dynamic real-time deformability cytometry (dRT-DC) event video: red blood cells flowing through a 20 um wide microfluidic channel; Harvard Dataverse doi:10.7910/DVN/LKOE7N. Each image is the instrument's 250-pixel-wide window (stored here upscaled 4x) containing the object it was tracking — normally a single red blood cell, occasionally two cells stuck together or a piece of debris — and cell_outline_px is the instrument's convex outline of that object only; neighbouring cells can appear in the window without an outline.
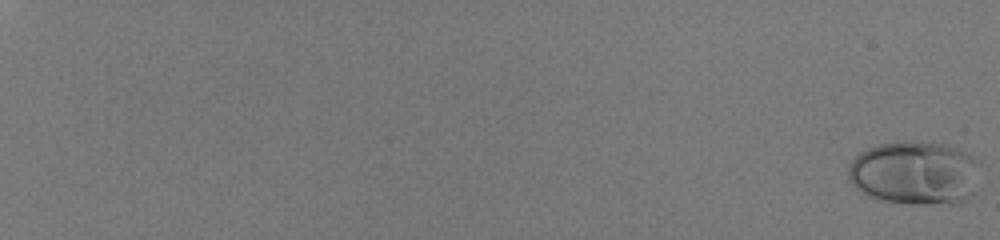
{"species": "human", "species_latin": "Homo sapiens", "temperature_condition": "room temperature", "stored_images_in_passage": 54, "camera_frame_rate_fps": 3000, "um_per_image_px": 0.085, "donor": {"sex": "male"}, "frame": {"image": 1, "passage_image": 1, "time_ms": 0.0, "image_size_px": [1000, 240], "cell_outline_px": [[972, 160], [964, 200], [948, 204], [912, 204], [880, 200], [868, 196], [856, 188], [852, 184], [848, 176], [848, 164], [860, 152], [868, 148], [880, 144], [944, 144], [956, 148], [972, 156]], "centroid_in_image_um": [77.52, 14.73], "position_along_channel_um": 7.5, "area_um2": 46.07}}
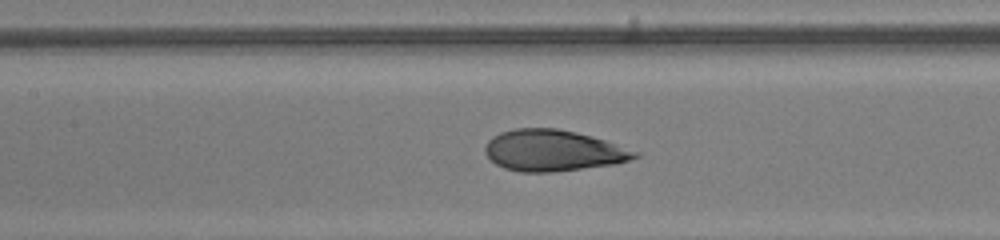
{"frame": {"image": 2, "passage_image": 34, "time_ms": 11.0, "image_size_px": [1000, 240], "cell_outline_px": [[644, 152], [640, 156], [616, 164], [556, 172], [520, 172], [504, 168], [496, 164], [484, 152], [484, 148], [488, 140], [492, 136], [500, 132], [516, 128], [556, 128], [576, 132], [592, 136]], "centroid_in_image_um": [47.06, 12.8], "position_along_channel_um": 160.3, "area_um2": 36.41}}
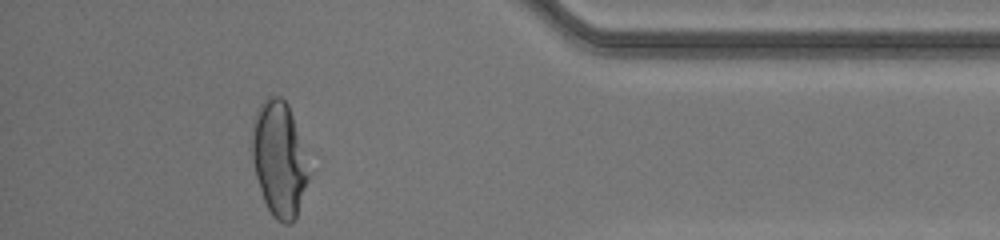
{"frame": {"image": 3, "passage_image": 54, "time_ms": 17.667, "image_size_px": [1000, 240], "cell_outline_px": [[312, 172], [296, 216], [292, 224], [284, 224], [276, 220], [272, 216], [264, 200], [256, 176], [252, 160], [252, 120], [260, 104], [268, 96], [280, 96], [288, 104]], "centroid_in_image_um": [23.74, 13.53], "position_along_channel_um": 411.5, "area_um2": 38.32}, "authors_computed_cell_mechanics": {"area_um2": 38.3792, "velocity_mm_per_s": 4.073, "shape_relaxation_time_tau1_ms": 6.8209, "shape_relaxation_time_tau2_ms": null, "deformation_change_tau1": 0.2532, "deformation_change_tau2": null}}